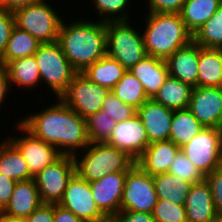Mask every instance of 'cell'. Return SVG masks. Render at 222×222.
<instances>
[{"label":"cell","instance_id":"obj_1","mask_svg":"<svg viewBox=\"0 0 222 222\" xmlns=\"http://www.w3.org/2000/svg\"><path fill=\"white\" fill-rule=\"evenodd\" d=\"M54 99L46 108L20 117V123L36 138L55 146L61 155L74 156L90 143L86 120L62 99Z\"/></svg>","mask_w":222,"mask_h":222},{"label":"cell","instance_id":"obj_2","mask_svg":"<svg viewBox=\"0 0 222 222\" xmlns=\"http://www.w3.org/2000/svg\"><path fill=\"white\" fill-rule=\"evenodd\" d=\"M72 20L62 21L57 42L72 67L82 73L107 55L106 22L87 18Z\"/></svg>","mask_w":222,"mask_h":222},{"label":"cell","instance_id":"obj_3","mask_svg":"<svg viewBox=\"0 0 222 222\" xmlns=\"http://www.w3.org/2000/svg\"><path fill=\"white\" fill-rule=\"evenodd\" d=\"M144 16L139 27H145L141 31L147 55L167 60L177 49L193 40L179 13L147 12Z\"/></svg>","mask_w":222,"mask_h":222},{"label":"cell","instance_id":"obj_4","mask_svg":"<svg viewBox=\"0 0 222 222\" xmlns=\"http://www.w3.org/2000/svg\"><path fill=\"white\" fill-rule=\"evenodd\" d=\"M73 159L75 173L87 182L99 180L109 173L128 171L135 164L126 152L106 142H90Z\"/></svg>","mask_w":222,"mask_h":222},{"label":"cell","instance_id":"obj_5","mask_svg":"<svg viewBox=\"0 0 222 222\" xmlns=\"http://www.w3.org/2000/svg\"><path fill=\"white\" fill-rule=\"evenodd\" d=\"M131 20L107 21V56L117 60L127 71L147 56L142 31Z\"/></svg>","mask_w":222,"mask_h":222},{"label":"cell","instance_id":"obj_6","mask_svg":"<svg viewBox=\"0 0 222 222\" xmlns=\"http://www.w3.org/2000/svg\"><path fill=\"white\" fill-rule=\"evenodd\" d=\"M41 78V83L48 85L50 94L60 98L67 90L73 77L78 73L62 52L59 43L40 44L34 54ZM53 92V95H52Z\"/></svg>","mask_w":222,"mask_h":222},{"label":"cell","instance_id":"obj_7","mask_svg":"<svg viewBox=\"0 0 222 222\" xmlns=\"http://www.w3.org/2000/svg\"><path fill=\"white\" fill-rule=\"evenodd\" d=\"M47 0L22 7L13 12L15 26L28 32L41 44L58 40L59 29L64 17ZM62 15V16H61Z\"/></svg>","mask_w":222,"mask_h":222},{"label":"cell","instance_id":"obj_8","mask_svg":"<svg viewBox=\"0 0 222 222\" xmlns=\"http://www.w3.org/2000/svg\"><path fill=\"white\" fill-rule=\"evenodd\" d=\"M157 202L153 176L135 163L126 173L120 210L152 213Z\"/></svg>","mask_w":222,"mask_h":222},{"label":"cell","instance_id":"obj_9","mask_svg":"<svg viewBox=\"0 0 222 222\" xmlns=\"http://www.w3.org/2000/svg\"><path fill=\"white\" fill-rule=\"evenodd\" d=\"M180 150L206 176L222 166V129L204 128Z\"/></svg>","mask_w":222,"mask_h":222},{"label":"cell","instance_id":"obj_10","mask_svg":"<svg viewBox=\"0 0 222 222\" xmlns=\"http://www.w3.org/2000/svg\"><path fill=\"white\" fill-rule=\"evenodd\" d=\"M110 92L107 87L90 81L82 73H77L60 99L86 119L102 109L103 102Z\"/></svg>","mask_w":222,"mask_h":222},{"label":"cell","instance_id":"obj_11","mask_svg":"<svg viewBox=\"0 0 222 222\" xmlns=\"http://www.w3.org/2000/svg\"><path fill=\"white\" fill-rule=\"evenodd\" d=\"M75 174L73 156L61 155L34 176L42 204H59L68 181Z\"/></svg>","mask_w":222,"mask_h":222},{"label":"cell","instance_id":"obj_12","mask_svg":"<svg viewBox=\"0 0 222 222\" xmlns=\"http://www.w3.org/2000/svg\"><path fill=\"white\" fill-rule=\"evenodd\" d=\"M20 121L21 119L14 121L16 124L13 126H15L14 128H16L17 133L14 135L15 132H12V135H8L7 138L22 153L30 170V174L34 177L46 166L56 161L61 154L55 146L36 138ZM18 133L21 135L19 136Z\"/></svg>","mask_w":222,"mask_h":222},{"label":"cell","instance_id":"obj_13","mask_svg":"<svg viewBox=\"0 0 222 222\" xmlns=\"http://www.w3.org/2000/svg\"><path fill=\"white\" fill-rule=\"evenodd\" d=\"M59 205L70 210L84 222L108 221V218L97 207L89 182L80 178L76 173L68 181Z\"/></svg>","mask_w":222,"mask_h":222},{"label":"cell","instance_id":"obj_14","mask_svg":"<svg viewBox=\"0 0 222 222\" xmlns=\"http://www.w3.org/2000/svg\"><path fill=\"white\" fill-rule=\"evenodd\" d=\"M188 109L204 128L222 129V89L194 87Z\"/></svg>","mask_w":222,"mask_h":222},{"label":"cell","instance_id":"obj_15","mask_svg":"<svg viewBox=\"0 0 222 222\" xmlns=\"http://www.w3.org/2000/svg\"><path fill=\"white\" fill-rule=\"evenodd\" d=\"M106 143L126 152L135 161L150 144L146 129L137 114L130 119L116 123L111 137Z\"/></svg>","mask_w":222,"mask_h":222},{"label":"cell","instance_id":"obj_16","mask_svg":"<svg viewBox=\"0 0 222 222\" xmlns=\"http://www.w3.org/2000/svg\"><path fill=\"white\" fill-rule=\"evenodd\" d=\"M127 172L109 173L99 180L89 182L97 207L108 219L120 211Z\"/></svg>","mask_w":222,"mask_h":222},{"label":"cell","instance_id":"obj_17","mask_svg":"<svg viewBox=\"0 0 222 222\" xmlns=\"http://www.w3.org/2000/svg\"><path fill=\"white\" fill-rule=\"evenodd\" d=\"M174 110L166 108L153 99H147L136 114L143 123L149 143L170 140V128Z\"/></svg>","mask_w":222,"mask_h":222},{"label":"cell","instance_id":"obj_18","mask_svg":"<svg viewBox=\"0 0 222 222\" xmlns=\"http://www.w3.org/2000/svg\"><path fill=\"white\" fill-rule=\"evenodd\" d=\"M199 45L193 40L177 49L167 60L169 76L179 79L191 87L198 86Z\"/></svg>","mask_w":222,"mask_h":222},{"label":"cell","instance_id":"obj_19","mask_svg":"<svg viewBox=\"0 0 222 222\" xmlns=\"http://www.w3.org/2000/svg\"><path fill=\"white\" fill-rule=\"evenodd\" d=\"M184 206L187 222H213L217 217L211 188L205 179L192 184Z\"/></svg>","mask_w":222,"mask_h":222},{"label":"cell","instance_id":"obj_20","mask_svg":"<svg viewBox=\"0 0 222 222\" xmlns=\"http://www.w3.org/2000/svg\"><path fill=\"white\" fill-rule=\"evenodd\" d=\"M41 204L34 178L18 181L9 203L0 213L12 218H26Z\"/></svg>","mask_w":222,"mask_h":222},{"label":"cell","instance_id":"obj_21","mask_svg":"<svg viewBox=\"0 0 222 222\" xmlns=\"http://www.w3.org/2000/svg\"><path fill=\"white\" fill-rule=\"evenodd\" d=\"M179 150L171 140L153 142L135 163L152 176L166 173Z\"/></svg>","mask_w":222,"mask_h":222},{"label":"cell","instance_id":"obj_22","mask_svg":"<svg viewBox=\"0 0 222 222\" xmlns=\"http://www.w3.org/2000/svg\"><path fill=\"white\" fill-rule=\"evenodd\" d=\"M129 72L143 85L146 96L152 99L169 76L166 60L147 55Z\"/></svg>","mask_w":222,"mask_h":222},{"label":"cell","instance_id":"obj_23","mask_svg":"<svg viewBox=\"0 0 222 222\" xmlns=\"http://www.w3.org/2000/svg\"><path fill=\"white\" fill-rule=\"evenodd\" d=\"M7 69L11 89L22 90L38 89L42 86L38 64L34 55L18 58L5 65ZM14 86V88H12ZM16 86V87H15Z\"/></svg>","mask_w":222,"mask_h":222},{"label":"cell","instance_id":"obj_24","mask_svg":"<svg viewBox=\"0 0 222 222\" xmlns=\"http://www.w3.org/2000/svg\"><path fill=\"white\" fill-rule=\"evenodd\" d=\"M0 140V173L14 181L34 178L19 149L7 138Z\"/></svg>","mask_w":222,"mask_h":222},{"label":"cell","instance_id":"obj_25","mask_svg":"<svg viewBox=\"0 0 222 222\" xmlns=\"http://www.w3.org/2000/svg\"><path fill=\"white\" fill-rule=\"evenodd\" d=\"M192 89L179 79L168 76L152 99L172 110L187 109Z\"/></svg>","mask_w":222,"mask_h":222},{"label":"cell","instance_id":"obj_26","mask_svg":"<svg viewBox=\"0 0 222 222\" xmlns=\"http://www.w3.org/2000/svg\"><path fill=\"white\" fill-rule=\"evenodd\" d=\"M198 87H219L222 77V49L199 46Z\"/></svg>","mask_w":222,"mask_h":222},{"label":"cell","instance_id":"obj_27","mask_svg":"<svg viewBox=\"0 0 222 222\" xmlns=\"http://www.w3.org/2000/svg\"><path fill=\"white\" fill-rule=\"evenodd\" d=\"M221 0H186L179 12L187 30L193 35L218 9Z\"/></svg>","mask_w":222,"mask_h":222},{"label":"cell","instance_id":"obj_28","mask_svg":"<svg viewBox=\"0 0 222 222\" xmlns=\"http://www.w3.org/2000/svg\"><path fill=\"white\" fill-rule=\"evenodd\" d=\"M126 71L117 60L106 55L88 66L82 74L90 81L111 90Z\"/></svg>","mask_w":222,"mask_h":222},{"label":"cell","instance_id":"obj_29","mask_svg":"<svg viewBox=\"0 0 222 222\" xmlns=\"http://www.w3.org/2000/svg\"><path fill=\"white\" fill-rule=\"evenodd\" d=\"M153 179L158 199L171 201L178 205L185 204L192 183L169 172L154 175Z\"/></svg>","mask_w":222,"mask_h":222},{"label":"cell","instance_id":"obj_30","mask_svg":"<svg viewBox=\"0 0 222 222\" xmlns=\"http://www.w3.org/2000/svg\"><path fill=\"white\" fill-rule=\"evenodd\" d=\"M203 129V125L188 108L174 110L170 128V140L181 148Z\"/></svg>","mask_w":222,"mask_h":222},{"label":"cell","instance_id":"obj_31","mask_svg":"<svg viewBox=\"0 0 222 222\" xmlns=\"http://www.w3.org/2000/svg\"><path fill=\"white\" fill-rule=\"evenodd\" d=\"M40 44L35 37L15 26L6 50L0 58L1 64L5 66L12 60L34 55Z\"/></svg>","mask_w":222,"mask_h":222},{"label":"cell","instance_id":"obj_32","mask_svg":"<svg viewBox=\"0 0 222 222\" xmlns=\"http://www.w3.org/2000/svg\"><path fill=\"white\" fill-rule=\"evenodd\" d=\"M119 100L136 110L149 99L141 82L129 71H126L118 83L111 89Z\"/></svg>","mask_w":222,"mask_h":222},{"label":"cell","instance_id":"obj_33","mask_svg":"<svg viewBox=\"0 0 222 222\" xmlns=\"http://www.w3.org/2000/svg\"><path fill=\"white\" fill-rule=\"evenodd\" d=\"M193 41L203 48L222 49V3L194 34Z\"/></svg>","mask_w":222,"mask_h":222},{"label":"cell","instance_id":"obj_34","mask_svg":"<svg viewBox=\"0 0 222 222\" xmlns=\"http://www.w3.org/2000/svg\"><path fill=\"white\" fill-rule=\"evenodd\" d=\"M90 5H94V10H97L95 14L99 18V21H129L133 18L130 13L132 0H91ZM128 9V10H127ZM128 11V12H127ZM99 15V16H98Z\"/></svg>","mask_w":222,"mask_h":222},{"label":"cell","instance_id":"obj_35","mask_svg":"<svg viewBox=\"0 0 222 222\" xmlns=\"http://www.w3.org/2000/svg\"><path fill=\"white\" fill-rule=\"evenodd\" d=\"M85 120L87 137L89 142L93 143L107 142L116 125V122L113 121L103 109L92 114Z\"/></svg>","mask_w":222,"mask_h":222},{"label":"cell","instance_id":"obj_36","mask_svg":"<svg viewBox=\"0 0 222 222\" xmlns=\"http://www.w3.org/2000/svg\"><path fill=\"white\" fill-rule=\"evenodd\" d=\"M168 172L192 184L199 183L205 179L202 172L181 150L178 151L174 160L171 162Z\"/></svg>","mask_w":222,"mask_h":222},{"label":"cell","instance_id":"obj_37","mask_svg":"<svg viewBox=\"0 0 222 222\" xmlns=\"http://www.w3.org/2000/svg\"><path fill=\"white\" fill-rule=\"evenodd\" d=\"M152 216L154 222H187L185 206L164 199H158Z\"/></svg>","mask_w":222,"mask_h":222},{"label":"cell","instance_id":"obj_38","mask_svg":"<svg viewBox=\"0 0 222 222\" xmlns=\"http://www.w3.org/2000/svg\"><path fill=\"white\" fill-rule=\"evenodd\" d=\"M102 109L116 123L130 119L136 114V109L119 100L113 93L105 98Z\"/></svg>","mask_w":222,"mask_h":222},{"label":"cell","instance_id":"obj_39","mask_svg":"<svg viewBox=\"0 0 222 222\" xmlns=\"http://www.w3.org/2000/svg\"><path fill=\"white\" fill-rule=\"evenodd\" d=\"M205 180L210 185L217 215L222 216V166L207 174Z\"/></svg>","mask_w":222,"mask_h":222},{"label":"cell","instance_id":"obj_40","mask_svg":"<svg viewBox=\"0 0 222 222\" xmlns=\"http://www.w3.org/2000/svg\"><path fill=\"white\" fill-rule=\"evenodd\" d=\"M15 27V18L10 10L0 9V58L3 56L9 38Z\"/></svg>","mask_w":222,"mask_h":222},{"label":"cell","instance_id":"obj_41","mask_svg":"<svg viewBox=\"0 0 222 222\" xmlns=\"http://www.w3.org/2000/svg\"><path fill=\"white\" fill-rule=\"evenodd\" d=\"M148 12L179 13L186 0H145Z\"/></svg>","mask_w":222,"mask_h":222},{"label":"cell","instance_id":"obj_42","mask_svg":"<svg viewBox=\"0 0 222 222\" xmlns=\"http://www.w3.org/2000/svg\"><path fill=\"white\" fill-rule=\"evenodd\" d=\"M110 222H154L152 213L120 210L108 219Z\"/></svg>","mask_w":222,"mask_h":222},{"label":"cell","instance_id":"obj_43","mask_svg":"<svg viewBox=\"0 0 222 222\" xmlns=\"http://www.w3.org/2000/svg\"><path fill=\"white\" fill-rule=\"evenodd\" d=\"M54 204H41L28 217L26 222H53Z\"/></svg>","mask_w":222,"mask_h":222},{"label":"cell","instance_id":"obj_44","mask_svg":"<svg viewBox=\"0 0 222 222\" xmlns=\"http://www.w3.org/2000/svg\"><path fill=\"white\" fill-rule=\"evenodd\" d=\"M16 183L13 179L0 173V212L9 203Z\"/></svg>","mask_w":222,"mask_h":222},{"label":"cell","instance_id":"obj_45","mask_svg":"<svg viewBox=\"0 0 222 222\" xmlns=\"http://www.w3.org/2000/svg\"><path fill=\"white\" fill-rule=\"evenodd\" d=\"M12 93L7 69L4 65L0 67V111L5 105L6 97L11 98L8 94Z\"/></svg>","mask_w":222,"mask_h":222},{"label":"cell","instance_id":"obj_46","mask_svg":"<svg viewBox=\"0 0 222 222\" xmlns=\"http://www.w3.org/2000/svg\"><path fill=\"white\" fill-rule=\"evenodd\" d=\"M53 222H84L80 220L74 213L60 206L54 204V220Z\"/></svg>","mask_w":222,"mask_h":222},{"label":"cell","instance_id":"obj_47","mask_svg":"<svg viewBox=\"0 0 222 222\" xmlns=\"http://www.w3.org/2000/svg\"><path fill=\"white\" fill-rule=\"evenodd\" d=\"M40 1L41 0H6V10L14 12L19 8L38 3Z\"/></svg>","mask_w":222,"mask_h":222},{"label":"cell","instance_id":"obj_48","mask_svg":"<svg viewBox=\"0 0 222 222\" xmlns=\"http://www.w3.org/2000/svg\"><path fill=\"white\" fill-rule=\"evenodd\" d=\"M0 222H26L25 218H12L0 213Z\"/></svg>","mask_w":222,"mask_h":222},{"label":"cell","instance_id":"obj_49","mask_svg":"<svg viewBox=\"0 0 222 222\" xmlns=\"http://www.w3.org/2000/svg\"><path fill=\"white\" fill-rule=\"evenodd\" d=\"M0 9L6 10V0H0Z\"/></svg>","mask_w":222,"mask_h":222},{"label":"cell","instance_id":"obj_50","mask_svg":"<svg viewBox=\"0 0 222 222\" xmlns=\"http://www.w3.org/2000/svg\"><path fill=\"white\" fill-rule=\"evenodd\" d=\"M213 222H222V216L217 215Z\"/></svg>","mask_w":222,"mask_h":222},{"label":"cell","instance_id":"obj_51","mask_svg":"<svg viewBox=\"0 0 222 222\" xmlns=\"http://www.w3.org/2000/svg\"><path fill=\"white\" fill-rule=\"evenodd\" d=\"M219 88L222 89V77H221V83H220V85H219Z\"/></svg>","mask_w":222,"mask_h":222}]
</instances>
